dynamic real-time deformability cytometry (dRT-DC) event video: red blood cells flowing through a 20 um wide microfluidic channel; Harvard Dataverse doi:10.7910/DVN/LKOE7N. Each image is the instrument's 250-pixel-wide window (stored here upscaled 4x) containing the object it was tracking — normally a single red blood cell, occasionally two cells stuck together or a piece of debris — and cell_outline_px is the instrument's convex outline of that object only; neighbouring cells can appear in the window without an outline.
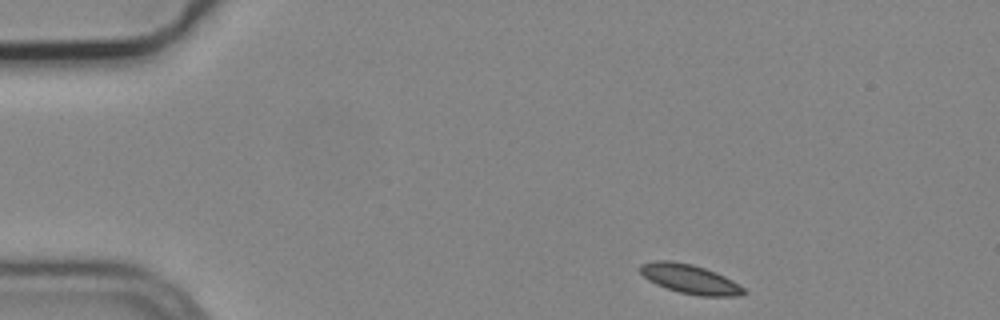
{"species": "common noctule bat (a hibernating species)", "species_latin": "Nyctalus noctula", "temperature_condition": "cold", "stored_images_in_passage": 3, "camera_frame_rate_fps": 3000, "um_per_image_px": 0.085, "animal": {"sex": "male", "body_mass_g": 19.2, "forearm_length_mm": 51.8}, "frame": {"image": 1, "passage_image": 1, "time_ms": 0.0, "image_size_px": [1000, 320], "cell_outline_px": [[748, 292], [740, 296], [700, 296], [680, 292], [656, 284], [648, 280], [640, 272], [640, 264], [652, 260], [668, 260], [692, 264], [716, 272], [740, 284]], "centroid_in_image_um": [58.66, 23.71], "position_along_channel_um": 26.3, "area_um2": 17.69}}
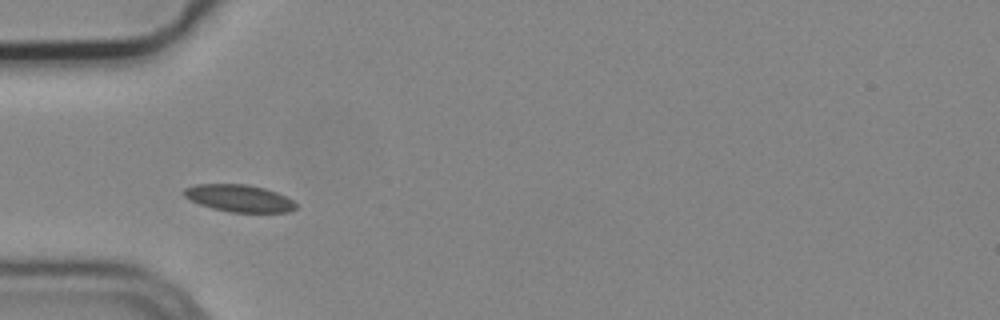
{"frame": {"image": 2, "passage_image": 3, "time_ms": 0.667, "image_size_px": [1000, 320], "cell_outline_px": [[296, 208], [288, 212], [232, 212], [212, 208], [200, 204], [184, 196], [184, 188], [196, 184], [248, 184], [264, 188], [276, 192], [292, 200], [296, 204]], "centroid_in_image_um": [20.32, 16.84], "position_along_channel_um": 64.7, "area_um2": 17.51}}